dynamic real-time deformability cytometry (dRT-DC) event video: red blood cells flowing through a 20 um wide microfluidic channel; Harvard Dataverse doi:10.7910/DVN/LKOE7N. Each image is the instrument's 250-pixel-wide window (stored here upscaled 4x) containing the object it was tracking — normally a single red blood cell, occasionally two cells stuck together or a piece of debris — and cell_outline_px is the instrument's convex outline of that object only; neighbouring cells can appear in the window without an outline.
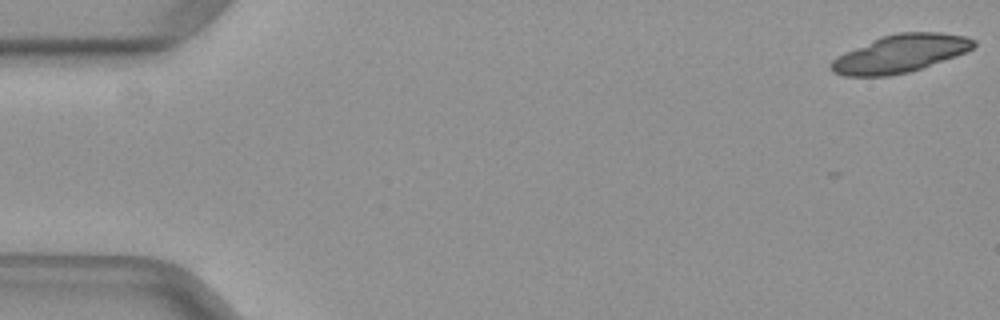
{"species": "common noctule bat (a hibernating species)", "species_latin": "Nyctalus noctula", "temperature_condition": "warm", "stored_images_in_passage": 11, "camera_frame_rate_fps": 3000, "um_per_image_px": 0.085, "animal": {"sex": "female", "body_mass_g": 29.2, "forearm_length_mm": 56.3}, "frame": {"image": 1, "passage_image": 1, "time_ms": 0.0, "image_size_px": [1000, 320], "cell_outline_px": [[976, 44], [972, 48], [964, 52], [920, 68], [908, 72], [888, 76], [844, 76], [832, 72], [828, 68], [828, 64], [836, 56], [880, 36], [896, 32], [940, 32], [964, 36], [976, 40]], "centroid_in_image_um": [76.44, 4.55], "position_along_channel_um": 8.6, "area_um2": 31.27}}